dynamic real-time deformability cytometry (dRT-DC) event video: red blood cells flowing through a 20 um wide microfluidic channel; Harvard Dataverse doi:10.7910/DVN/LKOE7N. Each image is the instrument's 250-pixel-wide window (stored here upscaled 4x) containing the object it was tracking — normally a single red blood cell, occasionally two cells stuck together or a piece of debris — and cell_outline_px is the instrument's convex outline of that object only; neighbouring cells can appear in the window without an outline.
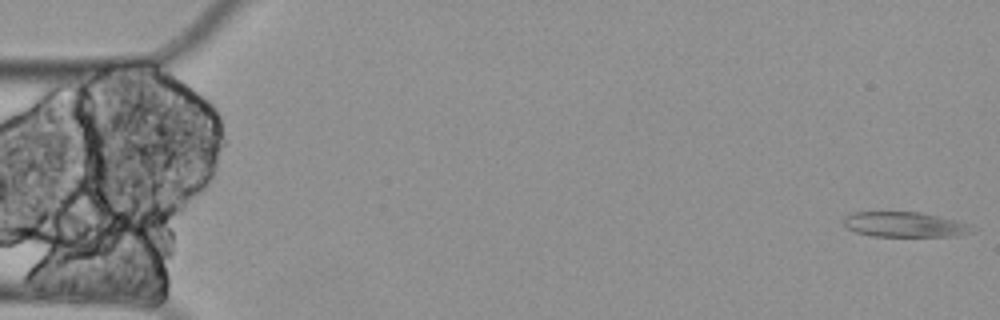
{"species": "Egyptian fruit bat (a non-hibernating species)", "species_latin": "Rousettus aegyptiacus", "temperature_condition": "cold", "stored_images_in_passage": 5, "camera_frame_rate_fps": 3000, "um_per_image_px": 0.085, "animal": {"sex": "female"}, "frame": {"image": 1, "passage_image": 1, "time_ms": 0.0, "image_size_px": [1000, 320], "cell_outline_px": [[976, 232], [956, 236], [872, 236], [856, 232], [848, 228], [844, 224], [844, 216], [856, 212], [920, 212], [940, 216], [956, 220], [968, 224], [976, 228]], "centroid_in_image_um": [76.96, 19.09], "position_along_channel_um": 8.0, "area_um2": 18.9}}
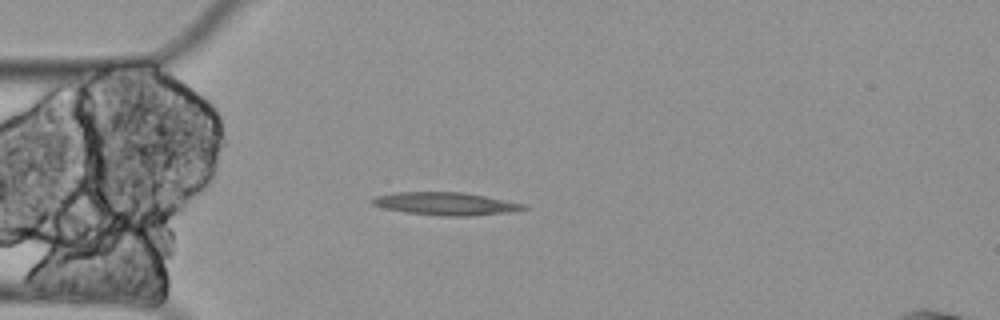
{"frame": {"image": 2, "passage_image": 4, "time_ms": 1.0, "image_size_px": [1000, 320], "cell_outline_px": [[528, 208], [512, 212], [472, 216], [440, 216], [404, 212], [384, 208], [372, 204], [368, 200], [372, 196], [396, 192], [464, 192], [528, 204]], "centroid_in_image_um": [37.88, 17.31], "position_along_channel_um": 47.1, "area_um2": 20.52}}